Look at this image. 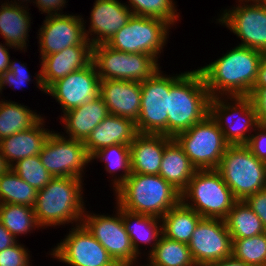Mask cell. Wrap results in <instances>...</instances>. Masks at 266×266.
Returning <instances> with one entry per match:
<instances>
[{
	"label": "cell",
	"mask_w": 266,
	"mask_h": 266,
	"mask_svg": "<svg viewBox=\"0 0 266 266\" xmlns=\"http://www.w3.org/2000/svg\"><path fill=\"white\" fill-rule=\"evenodd\" d=\"M18 240L2 225L0 222V252L12 245Z\"/></svg>",
	"instance_id": "46"
},
{
	"label": "cell",
	"mask_w": 266,
	"mask_h": 266,
	"mask_svg": "<svg viewBox=\"0 0 266 266\" xmlns=\"http://www.w3.org/2000/svg\"><path fill=\"white\" fill-rule=\"evenodd\" d=\"M43 117L15 101H0V140L36 125Z\"/></svg>",
	"instance_id": "30"
},
{
	"label": "cell",
	"mask_w": 266,
	"mask_h": 266,
	"mask_svg": "<svg viewBox=\"0 0 266 266\" xmlns=\"http://www.w3.org/2000/svg\"><path fill=\"white\" fill-rule=\"evenodd\" d=\"M263 54L237 45L214 62L198 68L211 98L248 96L256 81Z\"/></svg>",
	"instance_id": "1"
},
{
	"label": "cell",
	"mask_w": 266,
	"mask_h": 266,
	"mask_svg": "<svg viewBox=\"0 0 266 266\" xmlns=\"http://www.w3.org/2000/svg\"><path fill=\"white\" fill-rule=\"evenodd\" d=\"M244 201L261 219L266 228V188L253 195H249Z\"/></svg>",
	"instance_id": "43"
},
{
	"label": "cell",
	"mask_w": 266,
	"mask_h": 266,
	"mask_svg": "<svg viewBox=\"0 0 266 266\" xmlns=\"http://www.w3.org/2000/svg\"><path fill=\"white\" fill-rule=\"evenodd\" d=\"M196 266H206L232 255V237L223 219L201 218L188 243Z\"/></svg>",
	"instance_id": "16"
},
{
	"label": "cell",
	"mask_w": 266,
	"mask_h": 266,
	"mask_svg": "<svg viewBox=\"0 0 266 266\" xmlns=\"http://www.w3.org/2000/svg\"><path fill=\"white\" fill-rule=\"evenodd\" d=\"M206 266H250V265L245 264L244 262L237 260L231 256L229 258H225L220 261L212 262L210 264H207Z\"/></svg>",
	"instance_id": "48"
},
{
	"label": "cell",
	"mask_w": 266,
	"mask_h": 266,
	"mask_svg": "<svg viewBox=\"0 0 266 266\" xmlns=\"http://www.w3.org/2000/svg\"><path fill=\"white\" fill-rule=\"evenodd\" d=\"M40 59L41 70L34 77L36 78V87L45 93L53 83L88 66L93 61V46H70Z\"/></svg>",
	"instance_id": "19"
},
{
	"label": "cell",
	"mask_w": 266,
	"mask_h": 266,
	"mask_svg": "<svg viewBox=\"0 0 266 266\" xmlns=\"http://www.w3.org/2000/svg\"><path fill=\"white\" fill-rule=\"evenodd\" d=\"M93 62L101 81L142 82L161 69L151 55L121 52L106 44L93 46Z\"/></svg>",
	"instance_id": "10"
},
{
	"label": "cell",
	"mask_w": 266,
	"mask_h": 266,
	"mask_svg": "<svg viewBox=\"0 0 266 266\" xmlns=\"http://www.w3.org/2000/svg\"><path fill=\"white\" fill-rule=\"evenodd\" d=\"M237 201L216 169L196 170L181 192V202L202 218L224 220Z\"/></svg>",
	"instance_id": "5"
},
{
	"label": "cell",
	"mask_w": 266,
	"mask_h": 266,
	"mask_svg": "<svg viewBox=\"0 0 266 266\" xmlns=\"http://www.w3.org/2000/svg\"><path fill=\"white\" fill-rule=\"evenodd\" d=\"M211 96L198 69L170 75L168 136L188 130L209 114Z\"/></svg>",
	"instance_id": "2"
},
{
	"label": "cell",
	"mask_w": 266,
	"mask_h": 266,
	"mask_svg": "<svg viewBox=\"0 0 266 266\" xmlns=\"http://www.w3.org/2000/svg\"><path fill=\"white\" fill-rule=\"evenodd\" d=\"M196 170L182 147L173 138L165 146L159 175L181 193Z\"/></svg>",
	"instance_id": "27"
},
{
	"label": "cell",
	"mask_w": 266,
	"mask_h": 266,
	"mask_svg": "<svg viewBox=\"0 0 266 266\" xmlns=\"http://www.w3.org/2000/svg\"><path fill=\"white\" fill-rule=\"evenodd\" d=\"M248 97L255 108L259 124L266 125V87L252 88Z\"/></svg>",
	"instance_id": "42"
},
{
	"label": "cell",
	"mask_w": 266,
	"mask_h": 266,
	"mask_svg": "<svg viewBox=\"0 0 266 266\" xmlns=\"http://www.w3.org/2000/svg\"><path fill=\"white\" fill-rule=\"evenodd\" d=\"M116 214H94L85 210L82 224L107 250L119 266H135L138 255L135 253L130 237L122 220V208L116 203Z\"/></svg>",
	"instance_id": "11"
},
{
	"label": "cell",
	"mask_w": 266,
	"mask_h": 266,
	"mask_svg": "<svg viewBox=\"0 0 266 266\" xmlns=\"http://www.w3.org/2000/svg\"><path fill=\"white\" fill-rule=\"evenodd\" d=\"M172 137L138 133L130 144L131 173L159 175L165 146Z\"/></svg>",
	"instance_id": "23"
},
{
	"label": "cell",
	"mask_w": 266,
	"mask_h": 266,
	"mask_svg": "<svg viewBox=\"0 0 266 266\" xmlns=\"http://www.w3.org/2000/svg\"><path fill=\"white\" fill-rule=\"evenodd\" d=\"M125 5L135 16L164 20L172 27L180 19L174 0H128Z\"/></svg>",
	"instance_id": "36"
},
{
	"label": "cell",
	"mask_w": 266,
	"mask_h": 266,
	"mask_svg": "<svg viewBox=\"0 0 266 266\" xmlns=\"http://www.w3.org/2000/svg\"><path fill=\"white\" fill-rule=\"evenodd\" d=\"M174 139L197 170L217 169L229 146L210 114Z\"/></svg>",
	"instance_id": "8"
},
{
	"label": "cell",
	"mask_w": 266,
	"mask_h": 266,
	"mask_svg": "<svg viewBox=\"0 0 266 266\" xmlns=\"http://www.w3.org/2000/svg\"><path fill=\"white\" fill-rule=\"evenodd\" d=\"M99 159L105 163V170L112 175L118 171L122 174L112 178L113 191H115L131 174L130 145L115 144L97 151L91 160Z\"/></svg>",
	"instance_id": "33"
},
{
	"label": "cell",
	"mask_w": 266,
	"mask_h": 266,
	"mask_svg": "<svg viewBox=\"0 0 266 266\" xmlns=\"http://www.w3.org/2000/svg\"><path fill=\"white\" fill-rule=\"evenodd\" d=\"M171 25L160 19L132 15L127 24L106 43L112 49L126 53H146L157 62Z\"/></svg>",
	"instance_id": "7"
},
{
	"label": "cell",
	"mask_w": 266,
	"mask_h": 266,
	"mask_svg": "<svg viewBox=\"0 0 266 266\" xmlns=\"http://www.w3.org/2000/svg\"><path fill=\"white\" fill-rule=\"evenodd\" d=\"M11 48L12 47L6 44L0 43V76L8 70L9 63H10V57H11L8 49H11Z\"/></svg>",
	"instance_id": "47"
},
{
	"label": "cell",
	"mask_w": 266,
	"mask_h": 266,
	"mask_svg": "<svg viewBox=\"0 0 266 266\" xmlns=\"http://www.w3.org/2000/svg\"><path fill=\"white\" fill-rule=\"evenodd\" d=\"M83 179L53 177L38 190L34 212L39 225L55 227L66 224L79 225L85 213Z\"/></svg>",
	"instance_id": "3"
},
{
	"label": "cell",
	"mask_w": 266,
	"mask_h": 266,
	"mask_svg": "<svg viewBox=\"0 0 266 266\" xmlns=\"http://www.w3.org/2000/svg\"><path fill=\"white\" fill-rule=\"evenodd\" d=\"M216 170L237 200L266 188V163L246 145H229Z\"/></svg>",
	"instance_id": "6"
},
{
	"label": "cell",
	"mask_w": 266,
	"mask_h": 266,
	"mask_svg": "<svg viewBox=\"0 0 266 266\" xmlns=\"http://www.w3.org/2000/svg\"><path fill=\"white\" fill-rule=\"evenodd\" d=\"M266 87V52L263 54L258 66L257 78L253 88Z\"/></svg>",
	"instance_id": "45"
},
{
	"label": "cell",
	"mask_w": 266,
	"mask_h": 266,
	"mask_svg": "<svg viewBox=\"0 0 266 266\" xmlns=\"http://www.w3.org/2000/svg\"><path fill=\"white\" fill-rule=\"evenodd\" d=\"M14 60L10 59L9 67L6 72L0 76V94H2L5 86L11 87L12 89L23 88L31 81L32 76H30L29 70L24 65L25 63L20 64ZM25 85V86H24Z\"/></svg>",
	"instance_id": "39"
},
{
	"label": "cell",
	"mask_w": 266,
	"mask_h": 266,
	"mask_svg": "<svg viewBox=\"0 0 266 266\" xmlns=\"http://www.w3.org/2000/svg\"><path fill=\"white\" fill-rule=\"evenodd\" d=\"M114 194L121 208L160 219L181 201L179 191L152 174L131 173Z\"/></svg>",
	"instance_id": "4"
},
{
	"label": "cell",
	"mask_w": 266,
	"mask_h": 266,
	"mask_svg": "<svg viewBox=\"0 0 266 266\" xmlns=\"http://www.w3.org/2000/svg\"><path fill=\"white\" fill-rule=\"evenodd\" d=\"M100 78L92 61L88 66L74 71L53 83L46 91L61 106L62 113L79 107L99 96Z\"/></svg>",
	"instance_id": "18"
},
{
	"label": "cell",
	"mask_w": 266,
	"mask_h": 266,
	"mask_svg": "<svg viewBox=\"0 0 266 266\" xmlns=\"http://www.w3.org/2000/svg\"><path fill=\"white\" fill-rule=\"evenodd\" d=\"M27 250L23 244L17 241L0 252V266H32L30 251Z\"/></svg>",
	"instance_id": "40"
},
{
	"label": "cell",
	"mask_w": 266,
	"mask_h": 266,
	"mask_svg": "<svg viewBox=\"0 0 266 266\" xmlns=\"http://www.w3.org/2000/svg\"><path fill=\"white\" fill-rule=\"evenodd\" d=\"M209 114L229 145H246L251 133L259 125L248 96L213 97L209 102Z\"/></svg>",
	"instance_id": "9"
},
{
	"label": "cell",
	"mask_w": 266,
	"mask_h": 266,
	"mask_svg": "<svg viewBox=\"0 0 266 266\" xmlns=\"http://www.w3.org/2000/svg\"><path fill=\"white\" fill-rule=\"evenodd\" d=\"M237 1H245V2H261L262 0H237Z\"/></svg>",
	"instance_id": "51"
},
{
	"label": "cell",
	"mask_w": 266,
	"mask_h": 266,
	"mask_svg": "<svg viewBox=\"0 0 266 266\" xmlns=\"http://www.w3.org/2000/svg\"><path fill=\"white\" fill-rule=\"evenodd\" d=\"M7 1H8L7 3L13 4V5H17V6H21V7H25V8H28V6H27L28 4L27 3L32 2L31 0H20V1L17 0V2H16V0H14V1L11 0L10 2H9V0H7ZM23 2H26L25 5H23L24 4Z\"/></svg>",
	"instance_id": "50"
},
{
	"label": "cell",
	"mask_w": 266,
	"mask_h": 266,
	"mask_svg": "<svg viewBox=\"0 0 266 266\" xmlns=\"http://www.w3.org/2000/svg\"><path fill=\"white\" fill-rule=\"evenodd\" d=\"M147 257L148 263L140 266H196L188 244L170 239L163 234Z\"/></svg>",
	"instance_id": "32"
},
{
	"label": "cell",
	"mask_w": 266,
	"mask_h": 266,
	"mask_svg": "<svg viewBox=\"0 0 266 266\" xmlns=\"http://www.w3.org/2000/svg\"><path fill=\"white\" fill-rule=\"evenodd\" d=\"M109 115L108 108L103 99L98 96L92 101H88L79 107L73 108L61 114L64 131L68 135L62 136L85 141L95 127Z\"/></svg>",
	"instance_id": "24"
},
{
	"label": "cell",
	"mask_w": 266,
	"mask_h": 266,
	"mask_svg": "<svg viewBox=\"0 0 266 266\" xmlns=\"http://www.w3.org/2000/svg\"><path fill=\"white\" fill-rule=\"evenodd\" d=\"M44 118L36 125L0 140L1 153L10 167L18 160L39 155L52 132L44 127Z\"/></svg>",
	"instance_id": "25"
},
{
	"label": "cell",
	"mask_w": 266,
	"mask_h": 266,
	"mask_svg": "<svg viewBox=\"0 0 266 266\" xmlns=\"http://www.w3.org/2000/svg\"><path fill=\"white\" fill-rule=\"evenodd\" d=\"M11 167L7 164L0 150V176L5 174Z\"/></svg>",
	"instance_id": "49"
},
{
	"label": "cell",
	"mask_w": 266,
	"mask_h": 266,
	"mask_svg": "<svg viewBox=\"0 0 266 266\" xmlns=\"http://www.w3.org/2000/svg\"><path fill=\"white\" fill-rule=\"evenodd\" d=\"M138 134L136 123L125 117L109 114L84 141L92 157L102 148L115 144L130 145Z\"/></svg>",
	"instance_id": "22"
},
{
	"label": "cell",
	"mask_w": 266,
	"mask_h": 266,
	"mask_svg": "<svg viewBox=\"0 0 266 266\" xmlns=\"http://www.w3.org/2000/svg\"><path fill=\"white\" fill-rule=\"evenodd\" d=\"M0 222L17 240L19 235L42 228L34 208L19 204H0Z\"/></svg>",
	"instance_id": "34"
},
{
	"label": "cell",
	"mask_w": 266,
	"mask_h": 266,
	"mask_svg": "<svg viewBox=\"0 0 266 266\" xmlns=\"http://www.w3.org/2000/svg\"><path fill=\"white\" fill-rule=\"evenodd\" d=\"M224 221L232 239L250 238L266 232L261 219L242 200L233 205Z\"/></svg>",
	"instance_id": "31"
},
{
	"label": "cell",
	"mask_w": 266,
	"mask_h": 266,
	"mask_svg": "<svg viewBox=\"0 0 266 266\" xmlns=\"http://www.w3.org/2000/svg\"><path fill=\"white\" fill-rule=\"evenodd\" d=\"M50 252V256L69 266H119L107 250L81 223Z\"/></svg>",
	"instance_id": "15"
},
{
	"label": "cell",
	"mask_w": 266,
	"mask_h": 266,
	"mask_svg": "<svg viewBox=\"0 0 266 266\" xmlns=\"http://www.w3.org/2000/svg\"><path fill=\"white\" fill-rule=\"evenodd\" d=\"M261 3L266 6V0H262Z\"/></svg>",
	"instance_id": "52"
},
{
	"label": "cell",
	"mask_w": 266,
	"mask_h": 266,
	"mask_svg": "<svg viewBox=\"0 0 266 266\" xmlns=\"http://www.w3.org/2000/svg\"><path fill=\"white\" fill-rule=\"evenodd\" d=\"M28 8L13 5L5 1L0 6V35L5 44L16 50H27V41L31 28ZM27 45V46H26Z\"/></svg>",
	"instance_id": "26"
},
{
	"label": "cell",
	"mask_w": 266,
	"mask_h": 266,
	"mask_svg": "<svg viewBox=\"0 0 266 266\" xmlns=\"http://www.w3.org/2000/svg\"><path fill=\"white\" fill-rule=\"evenodd\" d=\"M246 146L260 161L266 163V125L259 124L255 128Z\"/></svg>",
	"instance_id": "41"
},
{
	"label": "cell",
	"mask_w": 266,
	"mask_h": 266,
	"mask_svg": "<svg viewBox=\"0 0 266 266\" xmlns=\"http://www.w3.org/2000/svg\"><path fill=\"white\" fill-rule=\"evenodd\" d=\"M132 15V11L119 0H95L88 30L85 25L87 40L92 46L106 44L116 32L127 24Z\"/></svg>",
	"instance_id": "20"
},
{
	"label": "cell",
	"mask_w": 266,
	"mask_h": 266,
	"mask_svg": "<svg viewBox=\"0 0 266 266\" xmlns=\"http://www.w3.org/2000/svg\"><path fill=\"white\" fill-rule=\"evenodd\" d=\"M122 220L135 253L141 257L142 252H140L139 245L141 243L142 245H150L149 253L147 254L149 255L163 234L161 219L122 208Z\"/></svg>",
	"instance_id": "28"
},
{
	"label": "cell",
	"mask_w": 266,
	"mask_h": 266,
	"mask_svg": "<svg viewBox=\"0 0 266 266\" xmlns=\"http://www.w3.org/2000/svg\"><path fill=\"white\" fill-rule=\"evenodd\" d=\"M37 192L11 168L0 176V204H19L34 208Z\"/></svg>",
	"instance_id": "35"
},
{
	"label": "cell",
	"mask_w": 266,
	"mask_h": 266,
	"mask_svg": "<svg viewBox=\"0 0 266 266\" xmlns=\"http://www.w3.org/2000/svg\"><path fill=\"white\" fill-rule=\"evenodd\" d=\"M33 3L39 8L41 14L56 15L63 14L61 11L66 6L67 2L66 0H34Z\"/></svg>",
	"instance_id": "44"
},
{
	"label": "cell",
	"mask_w": 266,
	"mask_h": 266,
	"mask_svg": "<svg viewBox=\"0 0 266 266\" xmlns=\"http://www.w3.org/2000/svg\"><path fill=\"white\" fill-rule=\"evenodd\" d=\"M231 256L250 266H266V232L250 238L232 239Z\"/></svg>",
	"instance_id": "37"
},
{
	"label": "cell",
	"mask_w": 266,
	"mask_h": 266,
	"mask_svg": "<svg viewBox=\"0 0 266 266\" xmlns=\"http://www.w3.org/2000/svg\"><path fill=\"white\" fill-rule=\"evenodd\" d=\"M202 217L181 201L162 218V233L165 237L188 244L196 225Z\"/></svg>",
	"instance_id": "29"
},
{
	"label": "cell",
	"mask_w": 266,
	"mask_h": 266,
	"mask_svg": "<svg viewBox=\"0 0 266 266\" xmlns=\"http://www.w3.org/2000/svg\"><path fill=\"white\" fill-rule=\"evenodd\" d=\"M141 83V107L136 128L142 134L168 136V96L170 75L158 69Z\"/></svg>",
	"instance_id": "13"
},
{
	"label": "cell",
	"mask_w": 266,
	"mask_h": 266,
	"mask_svg": "<svg viewBox=\"0 0 266 266\" xmlns=\"http://www.w3.org/2000/svg\"><path fill=\"white\" fill-rule=\"evenodd\" d=\"M11 170L37 191L43 189L53 178L42 165L39 155L18 160L11 166Z\"/></svg>",
	"instance_id": "38"
},
{
	"label": "cell",
	"mask_w": 266,
	"mask_h": 266,
	"mask_svg": "<svg viewBox=\"0 0 266 266\" xmlns=\"http://www.w3.org/2000/svg\"><path fill=\"white\" fill-rule=\"evenodd\" d=\"M223 10L216 23L226 26L240 38L239 46L266 52V6L261 2L238 1Z\"/></svg>",
	"instance_id": "14"
},
{
	"label": "cell",
	"mask_w": 266,
	"mask_h": 266,
	"mask_svg": "<svg viewBox=\"0 0 266 266\" xmlns=\"http://www.w3.org/2000/svg\"><path fill=\"white\" fill-rule=\"evenodd\" d=\"M39 157L53 177L83 179L86 165L93 162L83 141L65 138L55 131L45 141Z\"/></svg>",
	"instance_id": "12"
},
{
	"label": "cell",
	"mask_w": 266,
	"mask_h": 266,
	"mask_svg": "<svg viewBox=\"0 0 266 266\" xmlns=\"http://www.w3.org/2000/svg\"><path fill=\"white\" fill-rule=\"evenodd\" d=\"M99 96L109 114L137 121L141 107V83L122 80L100 81Z\"/></svg>",
	"instance_id": "21"
},
{
	"label": "cell",
	"mask_w": 266,
	"mask_h": 266,
	"mask_svg": "<svg viewBox=\"0 0 266 266\" xmlns=\"http://www.w3.org/2000/svg\"><path fill=\"white\" fill-rule=\"evenodd\" d=\"M38 30L41 58L75 45H92L86 38L84 19L80 15H47Z\"/></svg>",
	"instance_id": "17"
}]
</instances>
